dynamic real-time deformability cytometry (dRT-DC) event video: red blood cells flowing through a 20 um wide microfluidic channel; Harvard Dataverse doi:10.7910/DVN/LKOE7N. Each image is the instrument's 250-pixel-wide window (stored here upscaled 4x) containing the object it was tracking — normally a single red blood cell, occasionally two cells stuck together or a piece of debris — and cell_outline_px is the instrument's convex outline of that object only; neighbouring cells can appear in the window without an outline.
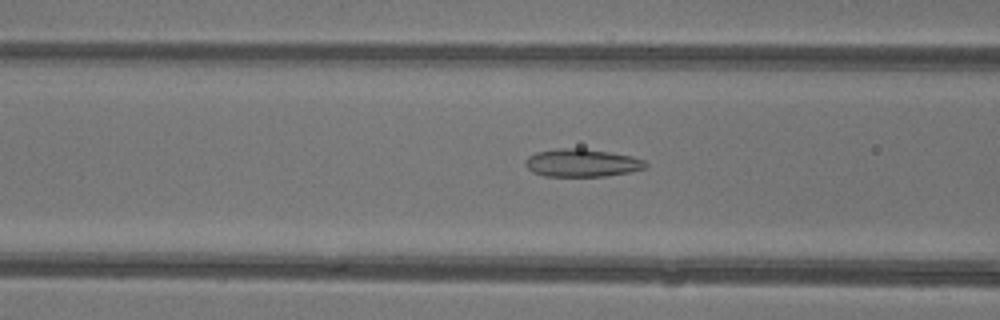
{"species": "common noctule bat (a hibernating species)", "species_latin": "Nyctalus noctula", "temperature_condition": "warm", "stored_images_in_passage": 47, "camera_frame_rate_fps": 3000, "um_per_image_px": 0.085, "animal": {"sex": "female"}, "frame": {"image": 1, "passage_image": 19, "time_ms": 6.0, "image_size_px": [1000, 320], "cell_outline_px": [[648, 168], [632, 172], [604, 176], [544, 176], [532, 172], [524, 164], [524, 160], [528, 156], [536, 152], [556, 148], [584, 148], [632, 156], [644, 160], [648, 164]], "centroid_in_image_um": [49.47, 13.84], "position_along_channel_um": 117.1, "area_um2": 19.77}}
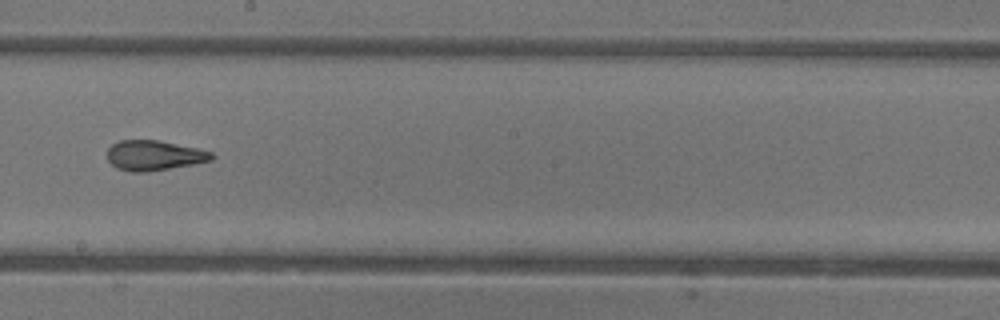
{"frame": {"image": 2, "passage_image": 27, "time_ms": 8.667, "image_size_px": [1000, 320], "cell_outline_px": [[216, 156], [212, 160], [192, 164], [144, 172], [132, 172], [116, 168], [108, 160], [108, 148], [112, 144], [120, 140], [160, 140], [196, 148], [212, 152]], "centroid_in_image_um": [13.09, 13.2], "position_along_channel_um": 235.1, "area_um2": 18.15}}
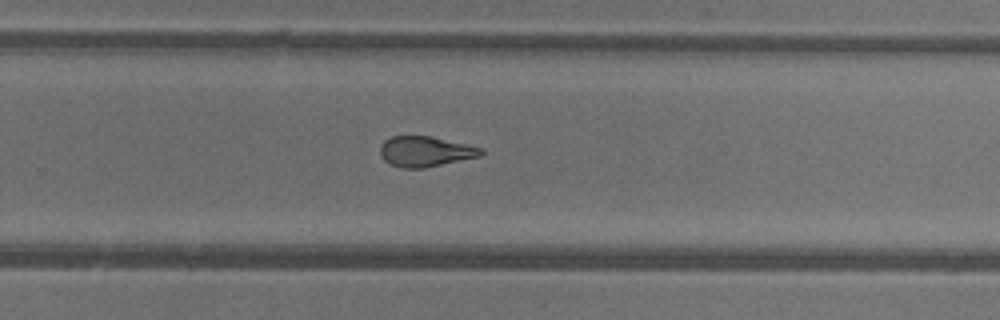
{"frame": {"image": 3, "passage_image": 31, "time_ms": 10.0, "image_size_px": [1000, 320], "cell_outline_px": [[484, 152], [480, 156], [424, 168], [400, 168], [384, 160], [380, 156], [380, 144], [384, 140], [392, 136], [432, 136], [484, 148]], "centroid_in_image_um": [36.14, 12.87], "position_along_channel_um": 293.7, "area_um2": 17.92}, "authors_computed_cell_mechanics": {"area_um2": 20.4034, "velocity_mm_per_s": 4.4104, "shape_relaxation_time_tau1_ms": null, "shape_relaxation_time_tau2_ms": 1.053, "deformation_change_tau1": null, "deformation_change_tau2": 0.0762}}